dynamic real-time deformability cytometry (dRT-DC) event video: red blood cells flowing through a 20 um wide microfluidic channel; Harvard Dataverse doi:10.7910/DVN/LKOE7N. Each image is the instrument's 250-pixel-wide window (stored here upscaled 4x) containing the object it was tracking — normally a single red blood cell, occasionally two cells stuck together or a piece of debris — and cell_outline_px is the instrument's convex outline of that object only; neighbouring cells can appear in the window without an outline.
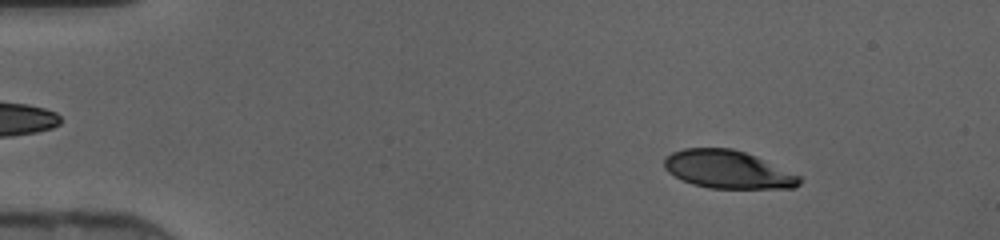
{"species": "human", "species_latin": "Homo sapiens", "temperature_condition": "cold", "stored_images_in_passage": 46, "camera_frame_rate_fps": 3000, "um_per_image_px": 0.085, "donor": {"sex": "female"}, "frame": {"image": 1, "passage_image": 6, "time_ms": 1.667, "image_size_px": [1000, 240], "cell_outline_px": [[800, 184], [796, 188], [708, 188], [692, 184], [668, 172], [664, 168], [664, 156], [672, 152], [684, 148], [732, 148], [756, 156], [800, 176]], "centroid_in_image_um": [61.84, 14.4], "position_along_channel_um": 23.2, "area_um2": 29.82}}
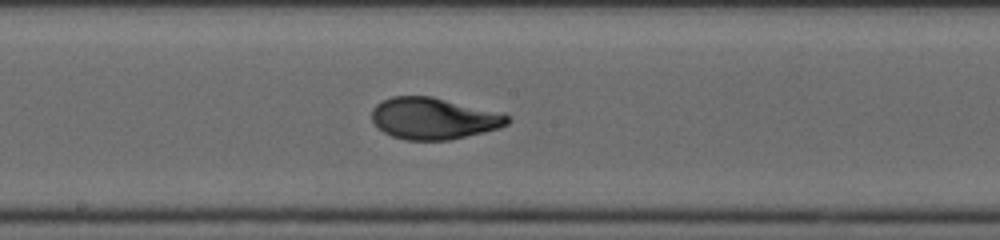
{"frame": {"image": 2, "passage_image": 25, "time_ms": 8.0, "image_size_px": [1000, 240], "cell_outline_px": [[512, 120], [508, 124], [500, 128], [484, 132], [448, 140], [404, 140], [392, 136], [384, 132], [372, 120], [372, 108], [376, 104], [392, 96], [432, 96], [504, 112]], "centroid_in_image_um": [36.91, 10.06], "position_along_channel_um": 211.3, "area_um2": 33.18}}
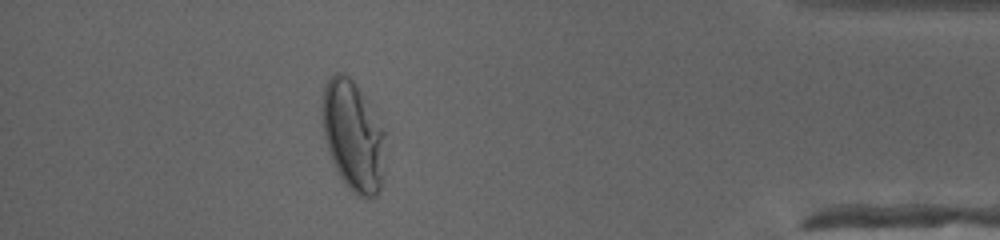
{"frame": {"image": 3, "passage_image": 41, "time_ms": 13.333, "image_size_px": [1000, 240], "cell_outline_px": [[384, 136], [380, 188], [376, 196], [360, 196], [352, 192], [348, 188], [340, 176], [328, 152], [324, 136], [324, 88], [328, 80], [336, 72], [344, 72], [352, 80], [384, 128]], "centroid_in_image_um": [30.01, 11.56], "position_along_channel_um": 405.2, "area_um2": 39.07}}